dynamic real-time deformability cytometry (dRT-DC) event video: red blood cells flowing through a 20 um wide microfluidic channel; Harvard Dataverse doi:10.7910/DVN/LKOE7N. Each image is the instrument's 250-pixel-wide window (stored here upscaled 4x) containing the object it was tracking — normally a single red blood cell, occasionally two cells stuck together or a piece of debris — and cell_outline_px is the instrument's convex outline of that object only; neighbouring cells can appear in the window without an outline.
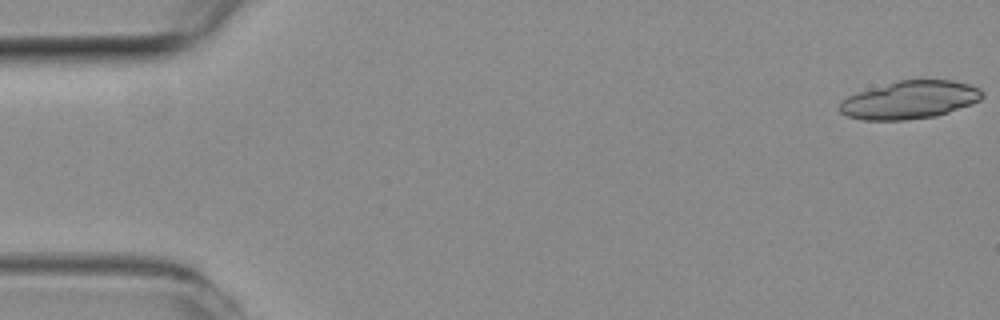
{"species": "common noctule bat (a hibernating species)", "species_latin": "Nyctalus noctula", "temperature_condition": "room temperature", "stored_images_in_passage": 27, "camera_frame_rate_fps": 3000, "um_per_image_px": 0.085, "animal": {"sex": "female", "body_mass_g": 19.3, "forearm_length_mm": 54.1}, "frame": {"image": 1, "passage_image": 1, "time_ms": 0.0, "image_size_px": [1000, 320], "cell_outline_px": [[984, 96], [980, 100], [948, 112], [936, 116], [904, 120], [864, 120], [848, 116], [840, 112], [836, 108], [840, 100], [848, 96], [860, 92], [900, 80], [952, 80], [968, 84], [980, 88], [984, 92]], "centroid_in_image_um": [77.32, 8.5], "position_along_channel_um": 7.7, "area_um2": 31.33}}